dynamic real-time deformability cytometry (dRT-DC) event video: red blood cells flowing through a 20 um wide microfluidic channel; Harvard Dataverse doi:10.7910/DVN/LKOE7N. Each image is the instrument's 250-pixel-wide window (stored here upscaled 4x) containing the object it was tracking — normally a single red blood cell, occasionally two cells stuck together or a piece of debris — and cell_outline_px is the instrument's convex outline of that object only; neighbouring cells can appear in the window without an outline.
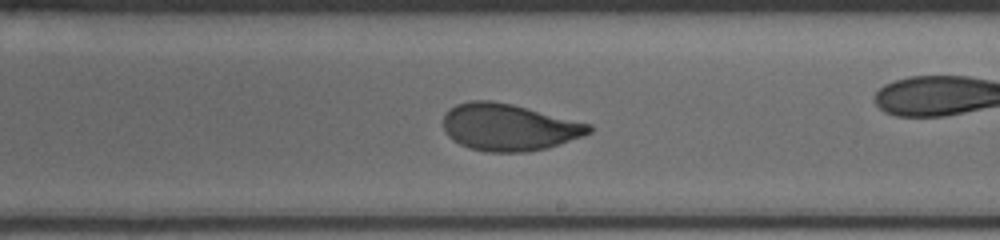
{"species": "human", "species_latin": "Homo sapiens", "temperature_condition": "cold", "stored_images_in_passage": 36, "camera_frame_rate_fps": 3000, "um_per_image_px": 0.085, "donor": {"sex": "male"}, "frame": {"image": 1, "passage_image": 21, "time_ms": 6.667, "image_size_px": [1000, 240], "cell_outline_px": [[592, 132], [584, 136], [548, 148], [528, 152], [484, 152], [468, 148], [452, 140], [444, 132], [444, 112], [456, 104], [472, 100], [492, 100], [512, 104], [592, 124]], "centroid_in_image_um": [43.25, 10.82], "position_along_channel_um": 245.8, "area_um2": 40.29}, "authors_computed_cell_mechanics": {"area_um2": 40.2288, "velocity_mm_per_s": 3.6631, "shape_relaxation_time_tau1_ms": 5.9559, "shape_relaxation_time_tau2_ms": 0.8697, "deformation_change_tau1": 0.2501, "deformation_change_tau2": 0.0546}}